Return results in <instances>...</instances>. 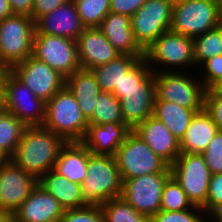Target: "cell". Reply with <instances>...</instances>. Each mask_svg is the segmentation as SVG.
<instances>
[{"label":"cell","mask_w":222,"mask_h":222,"mask_svg":"<svg viewBox=\"0 0 222 222\" xmlns=\"http://www.w3.org/2000/svg\"><path fill=\"white\" fill-rule=\"evenodd\" d=\"M35 34H47L75 40L85 29L75 3L70 1L35 22Z\"/></svg>","instance_id":"19"},{"label":"cell","mask_w":222,"mask_h":222,"mask_svg":"<svg viewBox=\"0 0 222 222\" xmlns=\"http://www.w3.org/2000/svg\"><path fill=\"white\" fill-rule=\"evenodd\" d=\"M89 124L103 125L106 123L126 124L122 117L120 101L111 92H101L96 100Z\"/></svg>","instance_id":"31"},{"label":"cell","mask_w":222,"mask_h":222,"mask_svg":"<svg viewBox=\"0 0 222 222\" xmlns=\"http://www.w3.org/2000/svg\"><path fill=\"white\" fill-rule=\"evenodd\" d=\"M115 158L122 181L152 173H171L170 165L156 155L133 130L126 135Z\"/></svg>","instance_id":"5"},{"label":"cell","mask_w":222,"mask_h":222,"mask_svg":"<svg viewBox=\"0 0 222 222\" xmlns=\"http://www.w3.org/2000/svg\"><path fill=\"white\" fill-rule=\"evenodd\" d=\"M37 184L35 176L8 159L0 168V212L14 213Z\"/></svg>","instance_id":"15"},{"label":"cell","mask_w":222,"mask_h":222,"mask_svg":"<svg viewBox=\"0 0 222 222\" xmlns=\"http://www.w3.org/2000/svg\"><path fill=\"white\" fill-rule=\"evenodd\" d=\"M14 213L18 222H60L64 209L37 184Z\"/></svg>","instance_id":"20"},{"label":"cell","mask_w":222,"mask_h":222,"mask_svg":"<svg viewBox=\"0 0 222 222\" xmlns=\"http://www.w3.org/2000/svg\"><path fill=\"white\" fill-rule=\"evenodd\" d=\"M209 220L210 222H222V216L210 218Z\"/></svg>","instance_id":"50"},{"label":"cell","mask_w":222,"mask_h":222,"mask_svg":"<svg viewBox=\"0 0 222 222\" xmlns=\"http://www.w3.org/2000/svg\"><path fill=\"white\" fill-rule=\"evenodd\" d=\"M65 86L74 95L83 116L89 121L92 118L96 100L101 93L92 71L80 68L65 79Z\"/></svg>","instance_id":"25"},{"label":"cell","mask_w":222,"mask_h":222,"mask_svg":"<svg viewBox=\"0 0 222 222\" xmlns=\"http://www.w3.org/2000/svg\"><path fill=\"white\" fill-rule=\"evenodd\" d=\"M60 222H106L101 207L85 206L64 210Z\"/></svg>","instance_id":"38"},{"label":"cell","mask_w":222,"mask_h":222,"mask_svg":"<svg viewBox=\"0 0 222 222\" xmlns=\"http://www.w3.org/2000/svg\"><path fill=\"white\" fill-rule=\"evenodd\" d=\"M133 131L170 166L181 154L180 141L171 134L163 122L153 115L139 123Z\"/></svg>","instance_id":"18"},{"label":"cell","mask_w":222,"mask_h":222,"mask_svg":"<svg viewBox=\"0 0 222 222\" xmlns=\"http://www.w3.org/2000/svg\"><path fill=\"white\" fill-rule=\"evenodd\" d=\"M13 15L8 0H0V21Z\"/></svg>","instance_id":"46"},{"label":"cell","mask_w":222,"mask_h":222,"mask_svg":"<svg viewBox=\"0 0 222 222\" xmlns=\"http://www.w3.org/2000/svg\"><path fill=\"white\" fill-rule=\"evenodd\" d=\"M203 215H206L205 210L194 205L191 209L183 211L159 210L150 218V222H210Z\"/></svg>","instance_id":"36"},{"label":"cell","mask_w":222,"mask_h":222,"mask_svg":"<svg viewBox=\"0 0 222 222\" xmlns=\"http://www.w3.org/2000/svg\"><path fill=\"white\" fill-rule=\"evenodd\" d=\"M3 110L15 115L27 126H42L46 103L10 71L5 82Z\"/></svg>","instance_id":"13"},{"label":"cell","mask_w":222,"mask_h":222,"mask_svg":"<svg viewBox=\"0 0 222 222\" xmlns=\"http://www.w3.org/2000/svg\"><path fill=\"white\" fill-rule=\"evenodd\" d=\"M85 28H98L110 12V0H73Z\"/></svg>","instance_id":"33"},{"label":"cell","mask_w":222,"mask_h":222,"mask_svg":"<svg viewBox=\"0 0 222 222\" xmlns=\"http://www.w3.org/2000/svg\"><path fill=\"white\" fill-rule=\"evenodd\" d=\"M171 173H152L123 180L122 196L137 212L151 218L160 210L161 196Z\"/></svg>","instance_id":"12"},{"label":"cell","mask_w":222,"mask_h":222,"mask_svg":"<svg viewBox=\"0 0 222 222\" xmlns=\"http://www.w3.org/2000/svg\"><path fill=\"white\" fill-rule=\"evenodd\" d=\"M201 66L203 67V72L200 71L202 84L206 90L213 89L222 80V55L204 61L200 68Z\"/></svg>","instance_id":"40"},{"label":"cell","mask_w":222,"mask_h":222,"mask_svg":"<svg viewBox=\"0 0 222 222\" xmlns=\"http://www.w3.org/2000/svg\"><path fill=\"white\" fill-rule=\"evenodd\" d=\"M28 126L15 115L0 111V152L10 159Z\"/></svg>","instance_id":"29"},{"label":"cell","mask_w":222,"mask_h":222,"mask_svg":"<svg viewBox=\"0 0 222 222\" xmlns=\"http://www.w3.org/2000/svg\"><path fill=\"white\" fill-rule=\"evenodd\" d=\"M181 1H186V0H171V2H172L173 4H176V3L181 2Z\"/></svg>","instance_id":"52"},{"label":"cell","mask_w":222,"mask_h":222,"mask_svg":"<svg viewBox=\"0 0 222 222\" xmlns=\"http://www.w3.org/2000/svg\"><path fill=\"white\" fill-rule=\"evenodd\" d=\"M147 0H110V12L131 17Z\"/></svg>","instance_id":"43"},{"label":"cell","mask_w":222,"mask_h":222,"mask_svg":"<svg viewBox=\"0 0 222 222\" xmlns=\"http://www.w3.org/2000/svg\"><path fill=\"white\" fill-rule=\"evenodd\" d=\"M13 14H23L31 17L33 0H8Z\"/></svg>","instance_id":"44"},{"label":"cell","mask_w":222,"mask_h":222,"mask_svg":"<svg viewBox=\"0 0 222 222\" xmlns=\"http://www.w3.org/2000/svg\"><path fill=\"white\" fill-rule=\"evenodd\" d=\"M202 109H189L178 104L159 100L155 97L153 116L159 119L169 129L171 134L181 141L196 112Z\"/></svg>","instance_id":"27"},{"label":"cell","mask_w":222,"mask_h":222,"mask_svg":"<svg viewBox=\"0 0 222 222\" xmlns=\"http://www.w3.org/2000/svg\"><path fill=\"white\" fill-rule=\"evenodd\" d=\"M76 43L81 69L105 65L120 55L99 28H85Z\"/></svg>","instance_id":"17"},{"label":"cell","mask_w":222,"mask_h":222,"mask_svg":"<svg viewBox=\"0 0 222 222\" xmlns=\"http://www.w3.org/2000/svg\"><path fill=\"white\" fill-rule=\"evenodd\" d=\"M144 59L153 72H181L187 66L195 70L193 38L168 30L144 50Z\"/></svg>","instance_id":"4"},{"label":"cell","mask_w":222,"mask_h":222,"mask_svg":"<svg viewBox=\"0 0 222 222\" xmlns=\"http://www.w3.org/2000/svg\"><path fill=\"white\" fill-rule=\"evenodd\" d=\"M32 56L49 65L65 79L81 68L77 43L70 38L34 34Z\"/></svg>","instance_id":"11"},{"label":"cell","mask_w":222,"mask_h":222,"mask_svg":"<svg viewBox=\"0 0 222 222\" xmlns=\"http://www.w3.org/2000/svg\"><path fill=\"white\" fill-rule=\"evenodd\" d=\"M44 128L66 142H82L89 123L83 116L74 95L64 86L46 102Z\"/></svg>","instance_id":"3"},{"label":"cell","mask_w":222,"mask_h":222,"mask_svg":"<svg viewBox=\"0 0 222 222\" xmlns=\"http://www.w3.org/2000/svg\"><path fill=\"white\" fill-rule=\"evenodd\" d=\"M221 24L220 3L216 0H186L173 5L170 30L190 38Z\"/></svg>","instance_id":"6"},{"label":"cell","mask_w":222,"mask_h":222,"mask_svg":"<svg viewBox=\"0 0 222 222\" xmlns=\"http://www.w3.org/2000/svg\"><path fill=\"white\" fill-rule=\"evenodd\" d=\"M173 5L171 0H147L130 17L135 41L143 50L164 32L170 30Z\"/></svg>","instance_id":"10"},{"label":"cell","mask_w":222,"mask_h":222,"mask_svg":"<svg viewBox=\"0 0 222 222\" xmlns=\"http://www.w3.org/2000/svg\"><path fill=\"white\" fill-rule=\"evenodd\" d=\"M154 72L151 70L147 61L140 59L120 81L119 88L114 90H130L140 89L152 76Z\"/></svg>","instance_id":"35"},{"label":"cell","mask_w":222,"mask_h":222,"mask_svg":"<svg viewBox=\"0 0 222 222\" xmlns=\"http://www.w3.org/2000/svg\"><path fill=\"white\" fill-rule=\"evenodd\" d=\"M0 69H11V68L6 67L5 64L2 62V60L0 59Z\"/></svg>","instance_id":"51"},{"label":"cell","mask_w":222,"mask_h":222,"mask_svg":"<svg viewBox=\"0 0 222 222\" xmlns=\"http://www.w3.org/2000/svg\"><path fill=\"white\" fill-rule=\"evenodd\" d=\"M217 132V126L205 109L196 112L180 141V153L202 154Z\"/></svg>","instance_id":"24"},{"label":"cell","mask_w":222,"mask_h":222,"mask_svg":"<svg viewBox=\"0 0 222 222\" xmlns=\"http://www.w3.org/2000/svg\"><path fill=\"white\" fill-rule=\"evenodd\" d=\"M222 216V173L212 174L206 201V217Z\"/></svg>","instance_id":"37"},{"label":"cell","mask_w":222,"mask_h":222,"mask_svg":"<svg viewBox=\"0 0 222 222\" xmlns=\"http://www.w3.org/2000/svg\"><path fill=\"white\" fill-rule=\"evenodd\" d=\"M122 185L115 156H89L87 175L81 185V196L87 206L100 207L107 200L121 197Z\"/></svg>","instance_id":"2"},{"label":"cell","mask_w":222,"mask_h":222,"mask_svg":"<svg viewBox=\"0 0 222 222\" xmlns=\"http://www.w3.org/2000/svg\"><path fill=\"white\" fill-rule=\"evenodd\" d=\"M11 72L45 103L65 86L63 76L34 56L13 66Z\"/></svg>","instance_id":"14"},{"label":"cell","mask_w":222,"mask_h":222,"mask_svg":"<svg viewBox=\"0 0 222 222\" xmlns=\"http://www.w3.org/2000/svg\"><path fill=\"white\" fill-rule=\"evenodd\" d=\"M8 160V158L0 152V168Z\"/></svg>","instance_id":"49"},{"label":"cell","mask_w":222,"mask_h":222,"mask_svg":"<svg viewBox=\"0 0 222 222\" xmlns=\"http://www.w3.org/2000/svg\"><path fill=\"white\" fill-rule=\"evenodd\" d=\"M211 174L222 173V131H218L202 153Z\"/></svg>","instance_id":"39"},{"label":"cell","mask_w":222,"mask_h":222,"mask_svg":"<svg viewBox=\"0 0 222 222\" xmlns=\"http://www.w3.org/2000/svg\"><path fill=\"white\" fill-rule=\"evenodd\" d=\"M144 56L120 54L114 60L105 65L90 69L94 74L101 92H114L119 88L120 81L140 59Z\"/></svg>","instance_id":"28"},{"label":"cell","mask_w":222,"mask_h":222,"mask_svg":"<svg viewBox=\"0 0 222 222\" xmlns=\"http://www.w3.org/2000/svg\"><path fill=\"white\" fill-rule=\"evenodd\" d=\"M218 94L222 95V80L213 88Z\"/></svg>","instance_id":"48"},{"label":"cell","mask_w":222,"mask_h":222,"mask_svg":"<svg viewBox=\"0 0 222 222\" xmlns=\"http://www.w3.org/2000/svg\"><path fill=\"white\" fill-rule=\"evenodd\" d=\"M204 109L212 117L218 131H222V95L214 89L206 90Z\"/></svg>","instance_id":"41"},{"label":"cell","mask_w":222,"mask_h":222,"mask_svg":"<svg viewBox=\"0 0 222 222\" xmlns=\"http://www.w3.org/2000/svg\"><path fill=\"white\" fill-rule=\"evenodd\" d=\"M11 69H0V106L3 108L5 102V82Z\"/></svg>","instance_id":"45"},{"label":"cell","mask_w":222,"mask_h":222,"mask_svg":"<svg viewBox=\"0 0 222 222\" xmlns=\"http://www.w3.org/2000/svg\"><path fill=\"white\" fill-rule=\"evenodd\" d=\"M172 177L181 185L193 205L206 213L211 172L202 154H180L170 166Z\"/></svg>","instance_id":"9"},{"label":"cell","mask_w":222,"mask_h":222,"mask_svg":"<svg viewBox=\"0 0 222 222\" xmlns=\"http://www.w3.org/2000/svg\"><path fill=\"white\" fill-rule=\"evenodd\" d=\"M100 207L106 222H150L147 215L137 212L121 197L107 200Z\"/></svg>","instance_id":"32"},{"label":"cell","mask_w":222,"mask_h":222,"mask_svg":"<svg viewBox=\"0 0 222 222\" xmlns=\"http://www.w3.org/2000/svg\"><path fill=\"white\" fill-rule=\"evenodd\" d=\"M220 12H221V24H222V3L220 4Z\"/></svg>","instance_id":"53"},{"label":"cell","mask_w":222,"mask_h":222,"mask_svg":"<svg viewBox=\"0 0 222 222\" xmlns=\"http://www.w3.org/2000/svg\"><path fill=\"white\" fill-rule=\"evenodd\" d=\"M216 1H217L218 3H220V4L222 3V0H216Z\"/></svg>","instance_id":"54"},{"label":"cell","mask_w":222,"mask_h":222,"mask_svg":"<svg viewBox=\"0 0 222 222\" xmlns=\"http://www.w3.org/2000/svg\"><path fill=\"white\" fill-rule=\"evenodd\" d=\"M72 0H33V10L31 18L36 22L40 17L45 14L51 13L56 8Z\"/></svg>","instance_id":"42"},{"label":"cell","mask_w":222,"mask_h":222,"mask_svg":"<svg viewBox=\"0 0 222 222\" xmlns=\"http://www.w3.org/2000/svg\"><path fill=\"white\" fill-rule=\"evenodd\" d=\"M193 206L181 185L171 176L163 188L160 210L183 211L191 209Z\"/></svg>","instance_id":"34"},{"label":"cell","mask_w":222,"mask_h":222,"mask_svg":"<svg viewBox=\"0 0 222 222\" xmlns=\"http://www.w3.org/2000/svg\"><path fill=\"white\" fill-rule=\"evenodd\" d=\"M187 70L154 72L156 97L189 109H204L206 88ZM193 77V78H192Z\"/></svg>","instance_id":"8"},{"label":"cell","mask_w":222,"mask_h":222,"mask_svg":"<svg viewBox=\"0 0 222 222\" xmlns=\"http://www.w3.org/2000/svg\"><path fill=\"white\" fill-rule=\"evenodd\" d=\"M66 141L43 126H28L10 158L17 166L39 179L54 168Z\"/></svg>","instance_id":"1"},{"label":"cell","mask_w":222,"mask_h":222,"mask_svg":"<svg viewBox=\"0 0 222 222\" xmlns=\"http://www.w3.org/2000/svg\"><path fill=\"white\" fill-rule=\"evenodd\" d=\"M35 30L28 15L13 14L0 21V59L6 67L32 56Z\"/></svg>","instance_id":"7"},{"label":"cell","mask_w":222,"mask_h":222,"mask_svg":"<svg viewBox=\"0 0 222 222\" xmlns=\"http://www.w3.org/2000/svg\"><path fill=\"white\" fill-rule=\"evenodd\" d=\"M98 28L120 54L144 56L135 41L129 16L109 12Z\"/></svg>","instance_id":"22"},{"label":"cell","mask_w":222,"mask_h":222,"mask_svg":"<svg viewBox=\"0 0 222 222\" xmlns=\"http://www.w3.org/2000/svg\"><path fill=\"white\" fill-rule=\"evenodd\" d=\"M131 130L127 124H89L82 143L93 155L115 156L117 149Z\"/></svg>","instance_id":"21"},{"label":"cell","mask_w":222,"mask_h":222,"mask_svg":"<svg viewBox=\"0 0 222 222\" xmlns=\"http://www.w3.org/2000/svg\"><path fill=\"white\" fill-rule=\"evenodd\" d=\"M195 66L222 55V24L193 39Z\"/></svg>","instance_id":"30"},{"label":"cell","mask_w":222,"mask_h":222,"mask_svg":"<svg viewBox=\"0 0 222 222\" xmlns=\"http://www.w3.org/2000/svg\"><path fill=\"white\" fill-rule=\"evenodd\" d=\"M0 222H18L15 213L0 212Z\"/></svg>","instance_id":"47"},{"label":"cell","mask_w":222,"mask_h":222,"mask_svg":"<svg viewBox=\"0 0 222 222\" xmlns=\"http://www.w3.org/2000/svg\"><path fill=\"white\" fill-rule=\"evenodd\" d=\"M38 185L51 194L64 210L87 206L81 196V185L69 181L53 169L38 179Z\"/></svg>","instance_id":"26"},{"label":"cell","mask_w":222,"mask_h":222,"mask_svg":"<svg viewBox=\"0 0 222 222\" xmlns=\"http://www.w3.org/2000/svg\"><path fill=\"white\" fill-rule=\"evenodd\" d=\"M113 95L120 101L124 122L133 130L153 115L156 97L154 75L140 89L114 90Z\"/></svg>","instance_id":"16"},{"label":"cell","mask_w":222,"mask_h":222,"mask_svg":"<svg viewBox=\"0 0 222 222\" xmlns=\"http://www.w3.org/2000/svg\"><path fill=\"white\" fill-rule=\"evenodd\" d=\"M91 152L82 142H66L61 148L53 170L69 181L82 185L87 175Z\"/></svg>","instance_id":"23"}]
</instances>
